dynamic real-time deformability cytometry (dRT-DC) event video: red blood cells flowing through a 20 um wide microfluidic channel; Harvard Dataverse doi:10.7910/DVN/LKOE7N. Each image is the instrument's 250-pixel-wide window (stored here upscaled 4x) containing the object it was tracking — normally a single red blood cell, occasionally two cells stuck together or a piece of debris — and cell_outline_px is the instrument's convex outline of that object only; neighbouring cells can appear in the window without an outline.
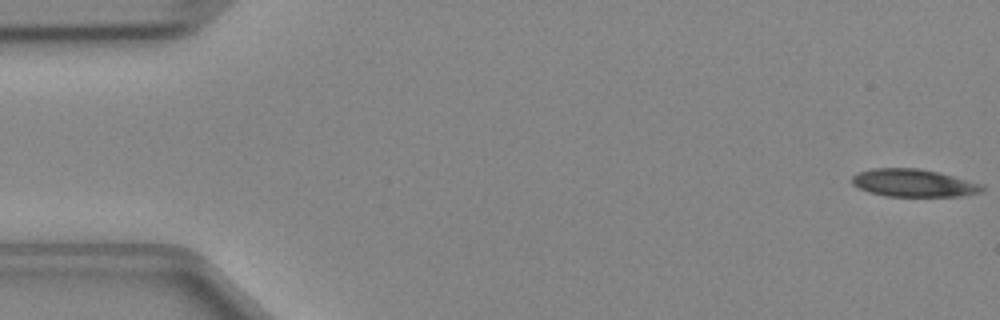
{"species": "Egyptian fruit bat (a non-hibernating species)", "species_latin": "Rousettus aegyptiacus", "temperature_condition": "cold", "stored_images_in_passage": 48, "camera_frame_rate_fps": 3000, "um_per_image_px": 0.085, "animal": {"sex": "female"}, "frame": {"image": 1, "passage_image": 1, "time_ms": 0.0, "image_size_px": [1000, 320], "cell_outline_px": [[984, 188], [980, 192], [960, 196], [884, 196], [868, 192], [852, 184], [852, 176], [860, 172], [872, 168], [916, 168], [940, 172], [984, 184]], "centroid_in_image_um": [77.67, 15.55], "position_along_channel_um": 7.3, "area_um2": 21.04}}
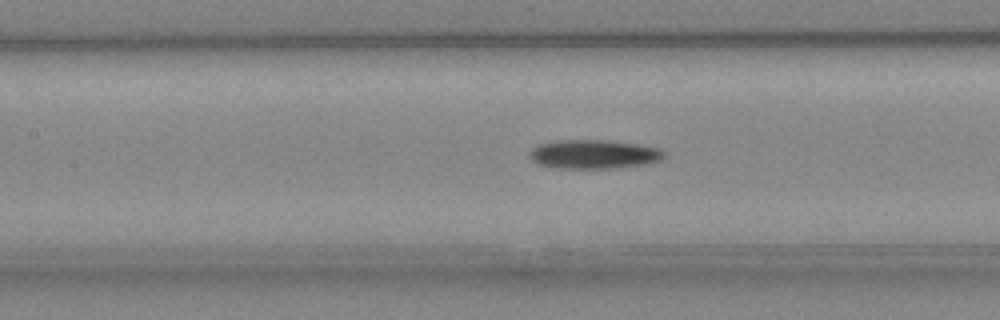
{"frame": {"image": 2, "passage_image": 21, "time_ms": 6.667, "image_size_px": [1000, 320], "cell_outline_px": [[668, 156], [660, 160], [648, 164], [612, 168], [552, 168], [536, 164], [528, 156], [528, 152], [536, 144], [556, 140], [612, 140], [640, 144], [660, 148], [668, 152]], "centroid_in_image_um": [50.49, 13.1], "position_along_channel_um": 156.9, "area_um2": 23.41}}
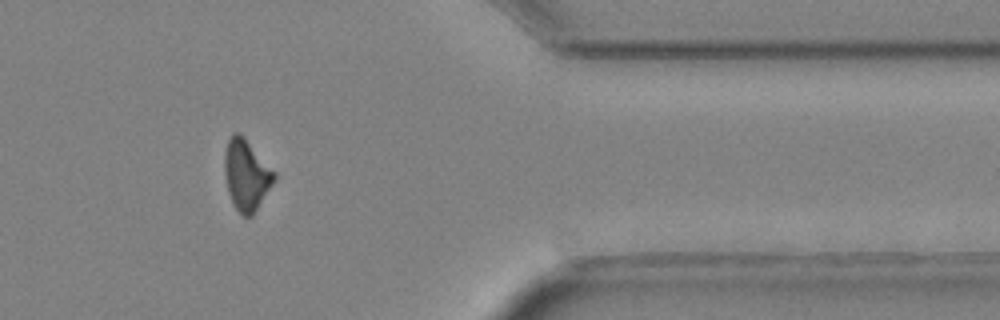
{"frame": {"image": 3, "passage_image": 39, "time_ms": 12.667, "image_size_px": [1000, 320], "cell_outline_px": [[276, 180], [252, 216], [244, 216], [236, 208], [228, 192], [224, 176], [224, 152], [228, 140], [232, 132], [240, 132], [244, 136], [276, 172]], "centroid_in_image_um": [20.94, 14.83], "position_along_channel_um": 390.5, "area_um2": 20.69}}